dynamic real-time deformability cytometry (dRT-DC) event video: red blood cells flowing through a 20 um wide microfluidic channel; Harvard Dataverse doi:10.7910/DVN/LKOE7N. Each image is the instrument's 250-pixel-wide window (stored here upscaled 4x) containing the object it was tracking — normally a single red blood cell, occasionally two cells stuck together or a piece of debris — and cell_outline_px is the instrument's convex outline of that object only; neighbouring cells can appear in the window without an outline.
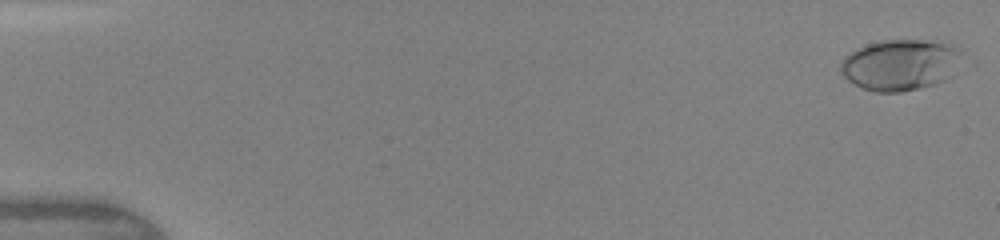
{"species": "human", "species_latin": "Homo sapiens", "temperature_condition": "warm", "stored_images_in_passage": 51, "camera_frame_rate_fps": 3000, "um_per_image_px": 0.085, "donor": {"sex": "female"}, "frame": {"image": 1, "passage_image": 1, "time_ms": 0.0, "image_size_px": [1000, 240], "cell_outline_px": [[960, 52], [944, 80], [932, 84], [900, 92], [876, 92], [864, 88], [848, 80], [840, 72], [840, 64], [844, 56], [856, 48], [880, 40], [928, 40], [944, 44], [956, 48]], "centroid_in_image_um": [76.37, 5.5], "position_along_channel_um": 8.6, "area_um2": 34.91}}
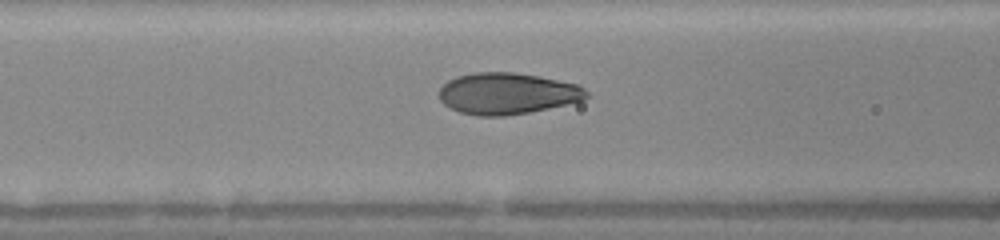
{"frame": {"image": 2, "passage_image": 23, "time_ms": 6.333, "image_size_px": [1000, 240], "cell_outline_px": [[588, 96], [580, 100], [548, 108], [528, 112], [504, 116], [480, 116], [460, 112], [448, 108], [440, 100], [440, 88], [448, 80], [456, 76], [472, 72], [516, 72], [540, 76], [580, 84], [588, 92]], "centroid_in_image_um": [43.1, 7.93], "position_along_channel_um": 123.5, "area_um2": 35.66}}
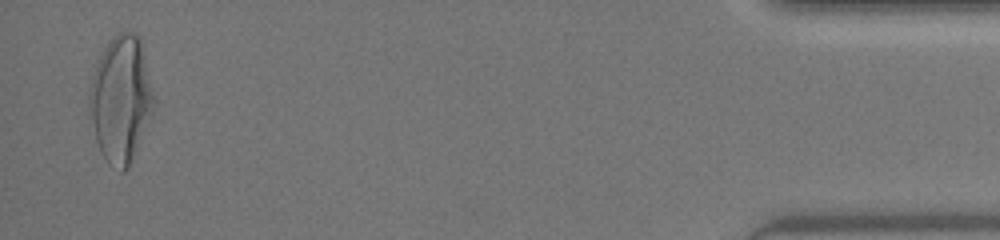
{"frame": {"image": 3, "passage_image": 50, "time_ms": 15.0, "image_size_px": [1000, 240], "cell_outline_px": [[152, 108], [128, 168], [124, 172], [120, 172], [108, 164], [100, 152], [96, 140], [88, 100], [88, 92], [92, 76], [96, 64], [108, 40], [116, 32], [132, 32], [140, 40], [144, 56], [152, 92]], "centroid_in_image_um": [10.21, 8.42], "position_along_channel_um": 425.0, "area_um2": 46.18}, "authors_computed_cell_mechanics": {"area_um2": 35.6048, "velocity_mm_per_s": 4.337, "shape_relaxation_time_tau1_ms": 3.3339, "shape_relaxation_time_tau2_ms": null, "deformation_change_tau1": 0.1982, "deformation_change_tau2": null}}